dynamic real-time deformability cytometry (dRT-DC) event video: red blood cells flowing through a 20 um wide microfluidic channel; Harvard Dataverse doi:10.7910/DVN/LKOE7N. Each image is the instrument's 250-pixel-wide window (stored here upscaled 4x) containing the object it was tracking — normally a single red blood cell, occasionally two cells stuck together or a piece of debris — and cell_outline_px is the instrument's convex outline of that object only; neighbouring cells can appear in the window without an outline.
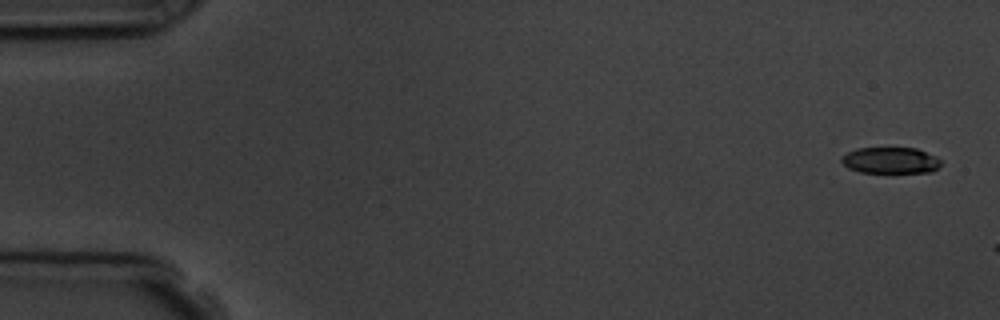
{"species": "common noctule bat (a hibernating species)", "species_latin": "Nyctalus noctula", "temperature_condition": "room temperature", "stored_images_in_passage": 2, "camera_frame_rate_fps": 3000, "um_per_image_px": 0.085, "animal": {"sex": "male", "body_mass_g": 19.5, "forearm_length_mm": 54.6}, "frame": {"image": 1, "passage_image": 1, "time_ms": 0.0, "image_size_px": [1000, 320], "cell_outline_px": [[940, 164], [932, 172], [892, 176], [860, 172], [848, 168], [840, 160], [848, 152], [856, 148], [916, 148], [936, 156], [940, 160]], "centroid_in_image_um": [75.71, 13.7], "position_along_channel_um": 9.3, "area_um2": 16.07}}